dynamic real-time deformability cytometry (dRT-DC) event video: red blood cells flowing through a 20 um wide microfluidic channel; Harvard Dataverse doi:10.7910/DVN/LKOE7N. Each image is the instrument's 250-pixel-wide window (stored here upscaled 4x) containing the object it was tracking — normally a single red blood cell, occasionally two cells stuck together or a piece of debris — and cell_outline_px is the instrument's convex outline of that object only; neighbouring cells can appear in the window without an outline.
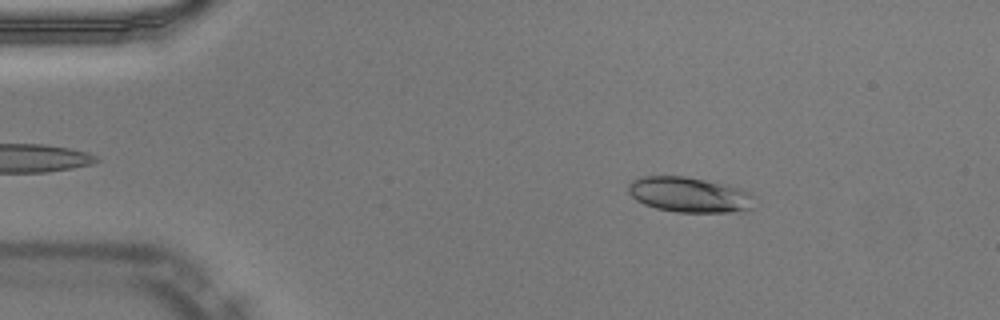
{"species": "Egyptian fruit bat (a non-hibernating species)", "species_latin": "Rousettus aegyptiacus", "temperature_condition": "warm", "stored_images_in_passage": 49, "camera_frame_rate_fps": 3000, "um_per_image_px": 0.085, "animal": {"sex": "male"}, "frame": {"image": 1, "passage_image": 7, "time_ms": 2.0, "image_size_px": [1000, 320], "cell_outline_px": [[752, 208], [744, 212], [676, 212], [656, 208], [644, 204], [636, 200], [628, 192], [628, 184], [632, 180], [640, 176], [684, 176], [724, 184], [740, 188], [752, 192]], "centroid_in_image_um": [58.59, 16.55], "position_along_channel_um": 26.4, "area_um2": 26.01}}
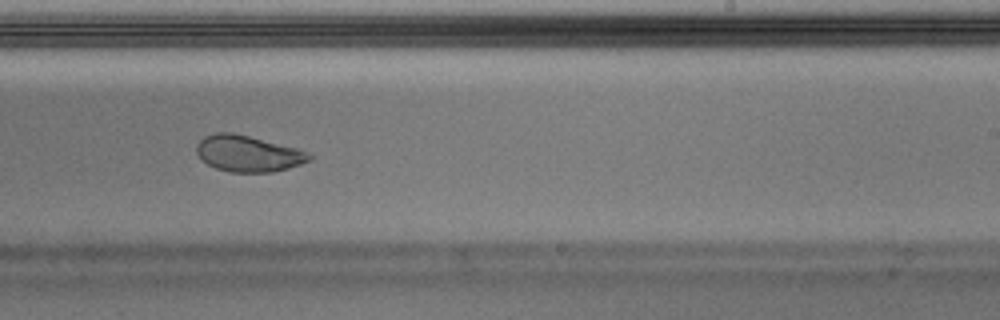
{"frame": {"image": 2, "passage_image": 30, "time_ms": 9.667, "image_size_px": [1000, 320], "cell_outline_px": [[312, 160], [288, 168], [272, 172], [228, 172], [216, 168], [208, 164], [196, 152], [196, 144], [204, 136], [216, 132], [232, 132], [296, 148], [308, 152], [312, 156]], "centroid_in_image_um": [21.08, 13.05], "position_along_channel_um": 267.9, "area_um2": 23.64}}
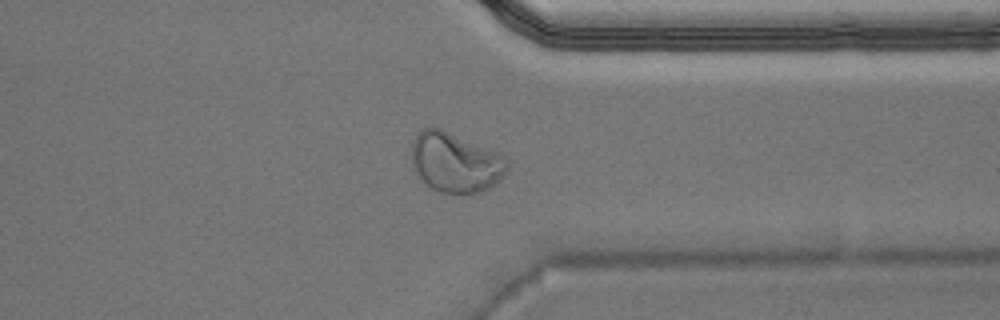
{"frame": {"image": 3, "passage_image": 38, "time_ms": 12.333, "image_size_px": [1000, 320], "cell_outline_px": [[508, 168], [500, 180], [492, 188], [480, 192], [440, 192], [432, 188], [412, 168], [412, 144], [416, 132], [424, 128], [440, 128], [504, 156], [508, 160]], "centroid_in_image_um": [38.71, 13.81], "position_along_channel_um": 372.7, "area_um2": 32.83}, "authors_computed_cell_mechanics": {"area_um2": 24.854, "velocity_mm_per_s": 4.0036, "shape_relaxation_time_tau1_ms": 4.3839, "shape_relaxation_time_tau2_ms": 0.9049, "deformation_change_tau1": 0.1666, "deformation_change_tau2": 0.0532}}